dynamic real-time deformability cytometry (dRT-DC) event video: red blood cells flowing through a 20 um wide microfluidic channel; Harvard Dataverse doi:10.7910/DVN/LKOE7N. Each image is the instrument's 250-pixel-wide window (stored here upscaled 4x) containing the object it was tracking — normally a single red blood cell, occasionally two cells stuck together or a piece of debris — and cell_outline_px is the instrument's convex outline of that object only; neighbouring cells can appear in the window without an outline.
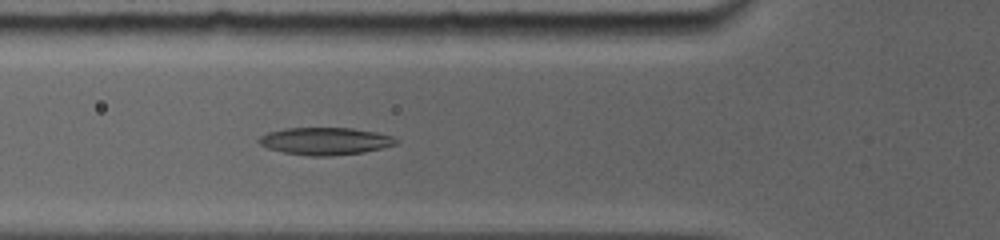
{"species": "common noctule bat (a hibernating species)", "species_latin": "Nyctalus noctula", "temperature_condition": "room temperature", "stored_images_in_passage": 7, "camera_frame_rate_fps": 5000, "um_per_image_px": 0.085, "animal": {"sex": "female", "body_mass_g": 19.0, "forearm_length_mm": 56.7}, "frame": {"image": 1, "passage_image": 5, "time_ms": 5.0, "image_size_px": [1000, 240], "cell_outline_px": [[400, 140], [396, 144], [364, 152], [332, 156], [308, 156], [284, 152], [268, 148], [260, 144], [256, 140], [260, 136], [268, 132], [284, 128], [352, 128], [376, 132], [392, 136]], "centroid_in_image_um": [27.63, 11.99], "position_along_channel_um": 98.2, "area_um2": 21.91}}
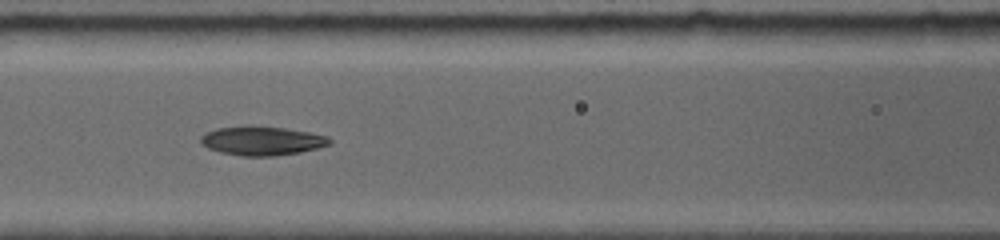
{"frame": {"image": 2, "passage_image": 6, "time_ms": 6.2, "image_size_px": [1000, 240], "cell_outline_px": [[332, 144], [300, 152], [272, 156], [240, 156], [220, 152], [208, 148], [200, 144], [200, 136], [204, 132], [216, 128], [244, 124], [252, 124], [284, 128], [308, 132], [328, 136], [332, 140]], "centroid_in_image_um": [22.21, 11.94], "position_along_channel_um": 144.4, "area_um2": 22.31}}
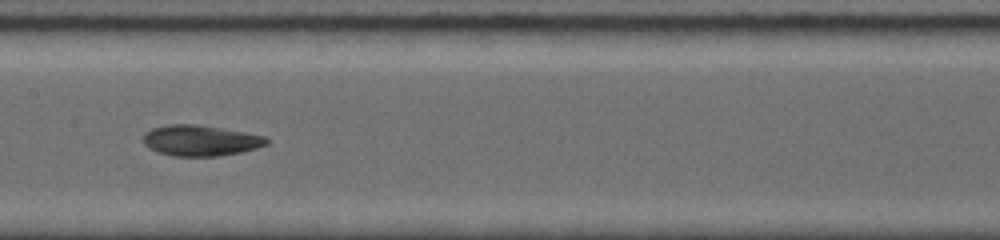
{"frame": {"image": 3, "passage_image": 7, "time_ms": 7.4, "image_size_px": [1000, 240], "cell_outline_px": [[268, 144], [256, 148], [240, 152], [220, 156], [176, 156], [156, 152], [148, 148], [144, 144], [144, 132], [152, 128], [168, 124], [196, 124], [244, 132], [264, 136], [268, 140]], "centroid_in_image_um": [17.0, 11.94], "position_along_channel_um": 190.4, "area_um2": 22.08}}